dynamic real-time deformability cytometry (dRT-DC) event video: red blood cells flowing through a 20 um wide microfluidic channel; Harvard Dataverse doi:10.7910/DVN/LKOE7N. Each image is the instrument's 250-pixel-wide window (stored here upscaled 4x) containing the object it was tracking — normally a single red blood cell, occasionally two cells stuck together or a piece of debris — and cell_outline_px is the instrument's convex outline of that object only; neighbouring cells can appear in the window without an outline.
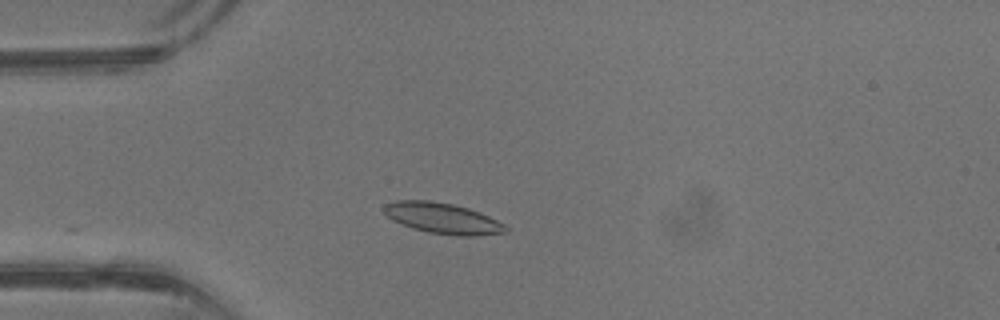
{"species": "common noctule bat (a hibernating species)", "species_latin": "Nyctalus noctula", "temperature_condition": "warm", "stored_images_in_passage": 19, "camera_frame_rate_fps": 3000, "um_per_image_px": 0.085, "animal": {"sex": "male", "body_mass_g": 13.3}, "frame": {"image": 1, "passage_image": 9, "time_ms": 2.667, "image_size_px": [1000, 320], "cell_outline_px": [[508, 232], [472, 236], [456, 236], [428, 232], [412, 228], [392, 220], [384, 212], [384, 204], [396, 200], [428, 200], [452, 204], [468, 208], [480, 212], [504, 224], [508, 228]], "centroid_in_image_um": [37.62, 18.55], "position_along_channel_um": 47.4, "area_um2": 21.79}}
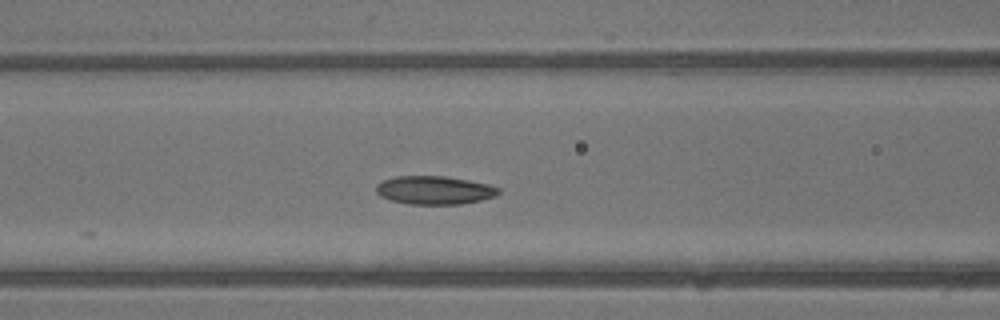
{"frame": {"image": 2, "passage_image": 15, "time_ms": 4.667, "image_size_px": [1000, 320], "cell_outline_px": [[500, 192], [496, 196], [480, 200], [460, 204], [408, 204], [392, 200], [380, 196], [376, 192], [376, 184], [384, 180], [396, 176], [444, 176], [468, 180], [488, 184], [500, 188]], "centroid_in_image_um": [36.93, 16.16], "position_along_channel_um": 129.7, "area_um2": 20.17}}
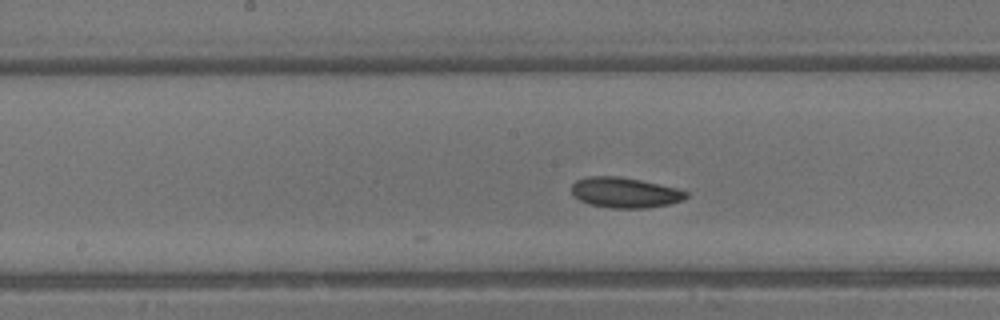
{"frame": {"image": 3, "passage_image": 19, "time_ms": 6.0, "image_size_px": [1000, 320], "cell_outline_px": [[688, 196], [684, 200], [668, 204], [644, 208], [612, 208], [588, 204], [572, 196], [572, 184], [576, 180], [588, 176], [620, 176], [640, 180], [676, 188], [688, 192]], "centroid_in_image_um": [53.09, 16.37], "position_along_channel_um": 195.1, "area_um2": 20.29}}